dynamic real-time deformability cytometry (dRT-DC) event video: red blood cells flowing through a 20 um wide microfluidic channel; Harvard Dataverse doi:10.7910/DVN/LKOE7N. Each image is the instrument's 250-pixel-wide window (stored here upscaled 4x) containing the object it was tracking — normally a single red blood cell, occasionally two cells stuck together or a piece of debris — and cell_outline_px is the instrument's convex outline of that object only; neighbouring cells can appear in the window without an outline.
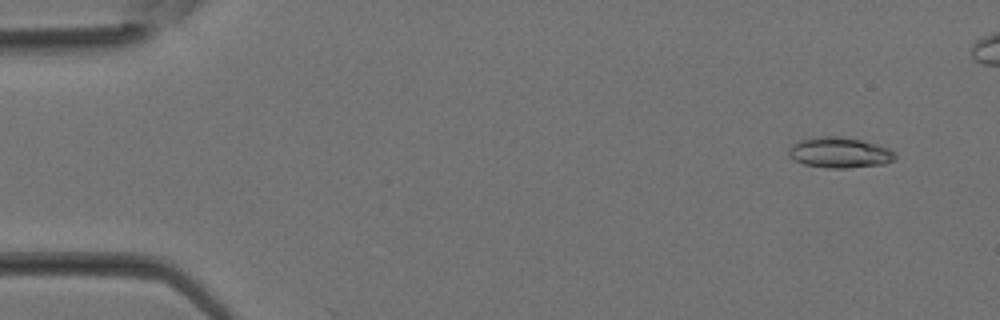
{"species": "Egyptian fruit bat (a non-hibernating species)", "species_latin": "Rousettus aegyptiacus", "temperature_condition": "room temperature", "stored_images_in_passage": 34, "camera_frame_rate_fps": 3000, "um_per_image_px": 0.085, "animal": {"sex": "female"}, "frame": {"image": 1, "passage_image": 3, "time_ms": 0.667, "image_size_px": [1000, 320], "cell_outline_px": [[896, 160], [884, 164], [848, 168], [828, 168], [804, 164], [788, 156], [788, 148], [792, 144], [800, 140], [824, 136], [840, 136], [860, 140], [876, 144], [888, 148], [896, 152]], "centroid_in_image_um": [71.39, 12.98], "position_along_channel_um": 13.6, "area_um2": 19.02}}
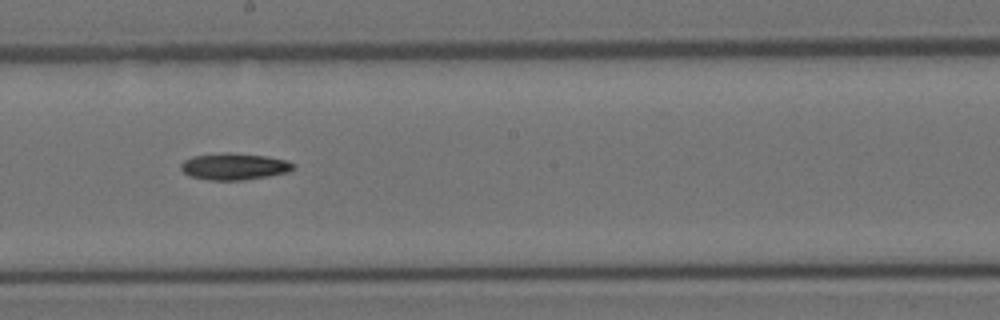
{"frame": {"image": 2, "passage_image": 19, "time_ms": 6.0, "image_size_px": [1000, 320], "cell_outline_px": [[296, 168], [288, 172], [268, 176], [244, 180], [208, 180], [188, 176], [180, 168], [180, 164], [184, 160], [192, 156], [224, 152], [228, 152], [264, 156], [288, 160], [296, 164]], "centroid_in_image_um": [19.91, 14.15], "position_along_channel_um": 228.3, "area_um2": 17.69}}
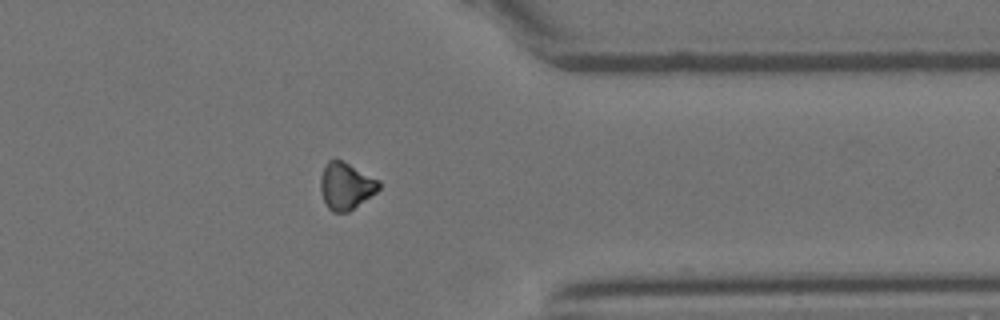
{"frame": {"image": 3, "passage_image": 27, "time_ms": 8.667, "image_size_px": [1000, 320], "cell_outline_px": [[380, 188], [376, 192], [348, 212], [332, 212], [328, 208], [320, 192], [320, 176], [328, 160], [340, 160], [380, 180]], "centroid_in_image_um": [29.39, 15.82], "position_along_channel_um": 382.0, "area_um2": 15.78}}